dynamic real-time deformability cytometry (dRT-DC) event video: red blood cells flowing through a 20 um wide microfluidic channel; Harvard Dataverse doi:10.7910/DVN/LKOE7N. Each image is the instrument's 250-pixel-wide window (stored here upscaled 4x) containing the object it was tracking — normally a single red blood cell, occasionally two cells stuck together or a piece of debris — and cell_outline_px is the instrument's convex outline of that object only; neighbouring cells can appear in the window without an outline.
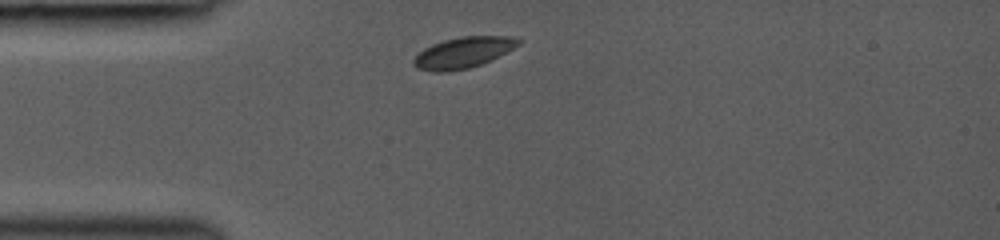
{"species": "common noctule bat (a hibernating species)", "species_latin": "Nyctalus noctula", "temperature_condition": "room temperature", "stored_images_in_passage": 2, "camera_frame_rate_fps": 3000, "um_per_image_px": 0.085, "animal": {"sex": "female", "body_mass_g": 19.0, "forearm_length_mm": 53.3}, "frame": {"image": 1, "passage_image": 1, "time_ms": 0.0, "image_size_px": [1000, 240], "cell_outline_px": [[524, 40], [520, 44], [480, 64], [468, 68], [448, 72], [432, 72], [416, 68], [412, 64], [412, 60], [424, 48], [432, 44], [444, 40], [460, 36], [512, 36]], "centroid_in_image_um": [39.33, 4.46], "position_along_channel_um": 45.7, "area_um2": 18.79}}